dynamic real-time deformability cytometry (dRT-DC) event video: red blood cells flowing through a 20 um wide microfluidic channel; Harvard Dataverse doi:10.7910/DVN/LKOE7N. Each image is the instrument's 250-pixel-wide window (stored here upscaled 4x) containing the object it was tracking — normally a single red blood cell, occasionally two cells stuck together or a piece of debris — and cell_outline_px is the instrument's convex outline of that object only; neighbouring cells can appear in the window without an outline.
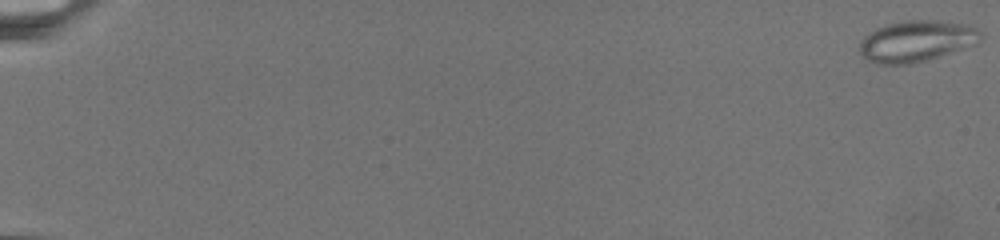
{"species": "common noctule bat (a hibernating species)", "species_latin": "Nyctalus noctula", "temperature_condition": "warm", "stored_images_in_passage": 25, "camera_frame_rate_fps": 3000, "um_per_image_px": 0.085, "animal": {"sex": "female", "body_mass_g": 19.5, "forearm_length_mm": 54.1}, "frame": {"image": 1, "passage_image": 1, "time_ms": 0.0, "image_size_px": [1000, 240], "cell_outline_px": [[984, 36], [976, 44], [928, 60], [908, 64], [876, 64], [864, 60], [856, 48], [860, 40], [864, 36], [876, 28], [888, 24], [904, 20], [936, 20], [968, 24], [976, 28]], "centroid_in_image_um": [77.85, 3.5], "position_along_channel_um": 7.1, "area_um2": 29.59}}
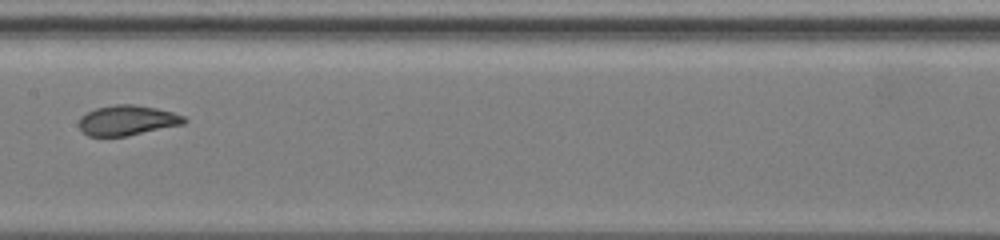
{"frame": {"image": 2, "passage_image": 15, "time_ms": 14.0, "image_size_px": [1000, 240], "cell_outline_px": [[188, 120], [184, 124], [128, 136], [88, 136], [80, 128], [80, 116], [96, 108], [116, 104], [136, 104], [156, 108], [172, 112], [184, 116]], "centroid_in_image_um": [10.85, 10.23], "position_along_channel_um": 196.6, "area_um2": 18.44}}
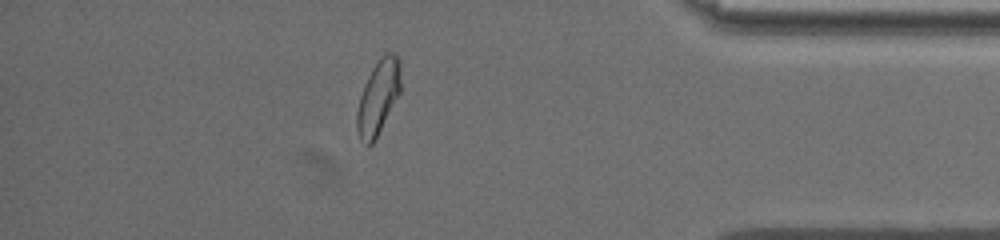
{"frame": {"image": 3, "passage_image": 23, "time_ms": 22.0, "image_size_px": [1000, 240], "cell_outline_px": [[400, 92], [372, 144], [368, 148], [360, 140], [356, 128], [356, 112], [360, 96], [364, 84], [372, 68], [380, 56], [384, 52], [392, 52], [400, 60]], "centroid_in_image_um": [32.12, 8.25], "position_along_channel_um": 403.1, "area_um2": 18.9}}